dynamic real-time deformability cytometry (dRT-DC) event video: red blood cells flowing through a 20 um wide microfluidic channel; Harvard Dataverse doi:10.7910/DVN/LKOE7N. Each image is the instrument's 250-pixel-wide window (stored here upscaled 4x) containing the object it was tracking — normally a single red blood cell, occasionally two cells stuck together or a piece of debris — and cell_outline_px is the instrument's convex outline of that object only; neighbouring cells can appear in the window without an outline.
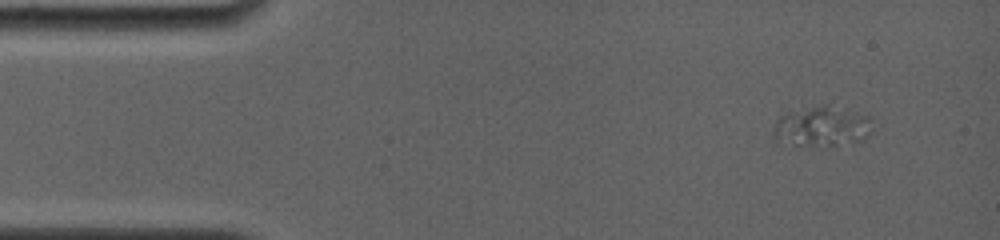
{"species": "common noctule bat (a hibernating species)", "species_latin": "Nyctalus noctula", "temperature_condition": "room temperature", "stored_images_in_passage": 2, "camera_frame_rate_fps": 4000, "um_per_image_px": 0.085, "animal": {"sex": "female", "body_mass_g": 19.0, "forearm_length_mm": 56.7}, "frame": {"image": 1, "passage_image": 2, "time_ms": 0.25, "image_size_px": [1000, 240], "cell_outline_px": [[860, 136], [856, 140], [832, 144], [776, 144], [772, 132], [780, 116], [816, 108], [824, 108], [840, 120]], "centroid_in_image_um": [69.04, 10.94], "position_along_channel_um": 16.0, "area_um2": 16.65}}